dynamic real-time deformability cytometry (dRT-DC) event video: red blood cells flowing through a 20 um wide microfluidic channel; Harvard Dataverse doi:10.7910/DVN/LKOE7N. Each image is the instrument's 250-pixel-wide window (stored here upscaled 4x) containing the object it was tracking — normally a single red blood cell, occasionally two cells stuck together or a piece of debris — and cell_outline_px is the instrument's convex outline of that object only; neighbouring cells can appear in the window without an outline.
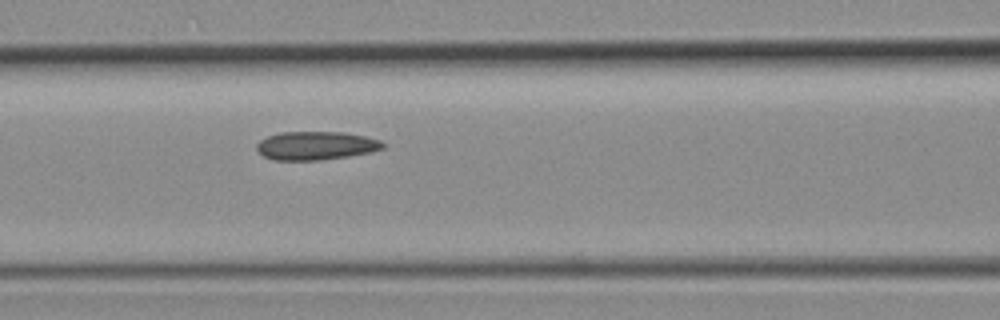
{"species": "common noctule bat (a hibernating species)", "species_latin": "Nyctalus noctula", "temperature_condition": "room temperature", "stored_images_in_passage": 3, "camera_frame_rate_fps": 3000, "um_per_image_px": 0.085, "animal": {"sex": "female", "body_mass_g": 19.3, "forearm_length_mm": 54.1}, "frame": {"image": 1, "passage_image": 3, "time_ms": 0.667, "image_size_px": [1000, 320], "cell_outline_px": [[384, 148], [368, 152], [348, 156], [320, 160], [276, 160], [264, 156], [256, 148], [256, 144], [260, 140], [268, 136], [280, 132], [344, 132], [364, 136], [380, 140], [384, 144]], "centroid_in_image_um": [26.83, 12.37], "position_along_channel_um": 139.8, "area_um2": 20.75}}